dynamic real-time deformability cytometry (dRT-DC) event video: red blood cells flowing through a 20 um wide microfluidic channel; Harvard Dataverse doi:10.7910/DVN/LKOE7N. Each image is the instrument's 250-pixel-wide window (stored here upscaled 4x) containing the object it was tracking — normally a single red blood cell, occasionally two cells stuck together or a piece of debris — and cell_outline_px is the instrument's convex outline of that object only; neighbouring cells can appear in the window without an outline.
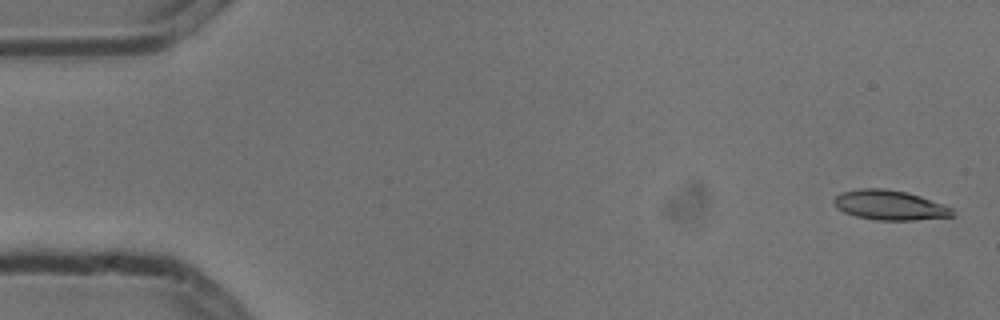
{"species": "common noctule bat (a hibernating species)", "species_latin": "Nyctalus noctula", "temperature_condition": "cold", "stored_images_in_passage": 5, "camera_frame_rate_fps": 3000, "um_per_image_px": 0.085, "animal": {"sex": "male", "body_mass_g": 13.3}, "frame": {"image": 1, "passage_image": 1, "time_ms": 0.0, "image_size_px": [1000, 320], "cell_outline_px": [[952, 216], [916, 220], [876, 220], [856, 216], [844, 212], [836, 208], [832, 204], [832, 200], [840, 192], [860, 188], [884, 188], [908, 192], [920, 196], [952, 208]], "centroid_in_image_um": [75.55, 17.43], "position_along_channel_um": 9.5, "area_um2": 20.58}}
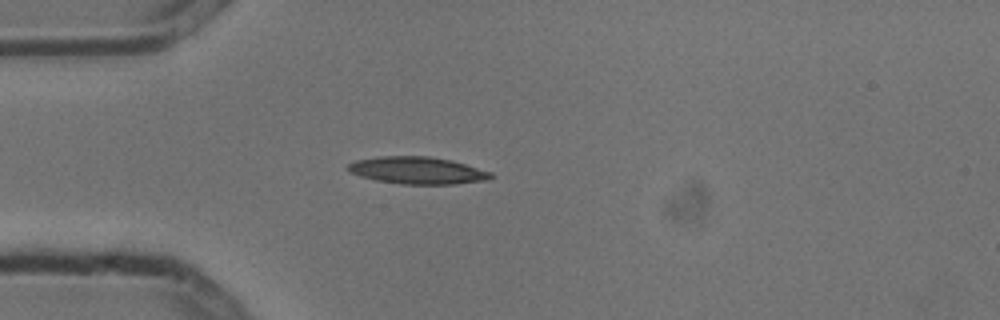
{"frame": {"image": 2, "passage_image": 5, "time_ms": 1.333, "image_size_px": [1000, 320], "cell_outline_px": [[492, 180], [456, 184], [400, 184], [376, 180], [360, 176], [352, 172], [348, 168], [348, 164], [356, 160], [380, 156], [428, 156], [452, 160], [492, 172]], "centroid_in_image_um": [35.54, 14.49], "position_along_channel_um": 49.5, "area_um2": 22.66}}